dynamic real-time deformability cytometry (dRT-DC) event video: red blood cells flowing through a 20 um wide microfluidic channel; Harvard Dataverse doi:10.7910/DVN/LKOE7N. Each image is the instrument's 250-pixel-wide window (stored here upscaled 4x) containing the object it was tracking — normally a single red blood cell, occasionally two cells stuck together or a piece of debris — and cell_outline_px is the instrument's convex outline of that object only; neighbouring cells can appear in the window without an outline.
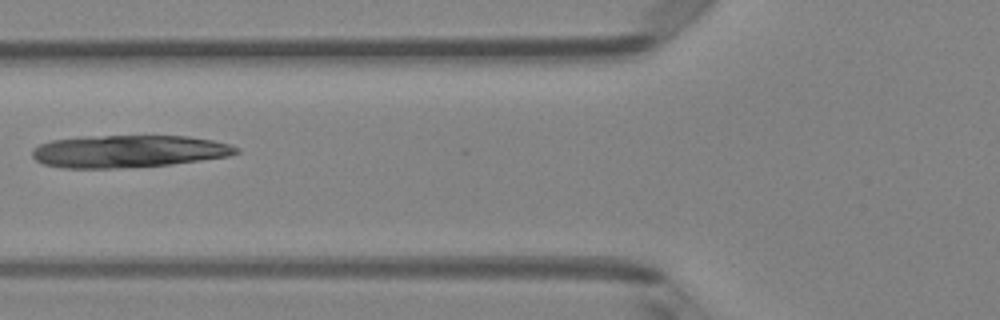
{"species": "Egyptian fruit bat (a non-hibernating species)", "species_latin": "Rousettus aegyptiacus", "temperature_condition": "room temperature", "stored_images_in_passage": 6, "camera_frame_rate_fps": 3000, "um_per_image_px": 0.085, "animal": {"sex": "female"}, "frame": {"image": 1, "passage_image": 6, "time_ms": 1.667, "image_size_px": [1000, 320], "cell_outline_px": [[240, 152], [228, 156], [172, 164], [116, 168], [60, 168], [44, 164], [36, 160], [32, 156], [32, 148], [40, 144], [52, 140], [84, 136], [188, 136], [212, 140], [232, 144], [240, 148]], "centroid_in_image_um": [10.92, 12.86], "position_along_channel_um": 114.9, "area_um2": 38.61}}